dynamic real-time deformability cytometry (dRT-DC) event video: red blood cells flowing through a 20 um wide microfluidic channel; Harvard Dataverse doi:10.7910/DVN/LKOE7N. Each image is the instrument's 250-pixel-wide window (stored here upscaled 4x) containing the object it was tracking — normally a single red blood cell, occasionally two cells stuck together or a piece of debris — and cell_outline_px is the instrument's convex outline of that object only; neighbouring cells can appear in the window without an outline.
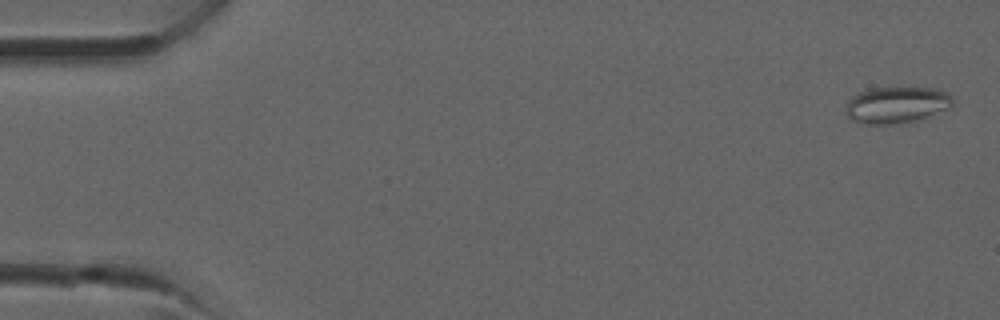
{"species": "common noctule bat (a hibernating species)", "species_latin": "Nyctalus noctula", "temperature_condition": "room temperature", "stored_images_in_passage": 17, "camera_frame_rate_fps": 3000, "um_per_image_px": 0.085, "animal": {"sex": "male", "forearm_length_mm": 52.5}, "frame": {"image": 1, "passage_image": 1, "time_ms": 0.0, "image_size_px": [1000, 320], "cell_outline_px": [[952, 104], [928, 116], [912, 120], [892, 124], [860, 124], [852, 120], [848, 116], [848, 100], [852, 96], [860, 92], [872, 88], [932, 88], [948, 92], [952, 100]], "centroid_in_image_um": [76.16, 8.91], "position_along_channel_um": 8.8, "area_um2": 22.08}}
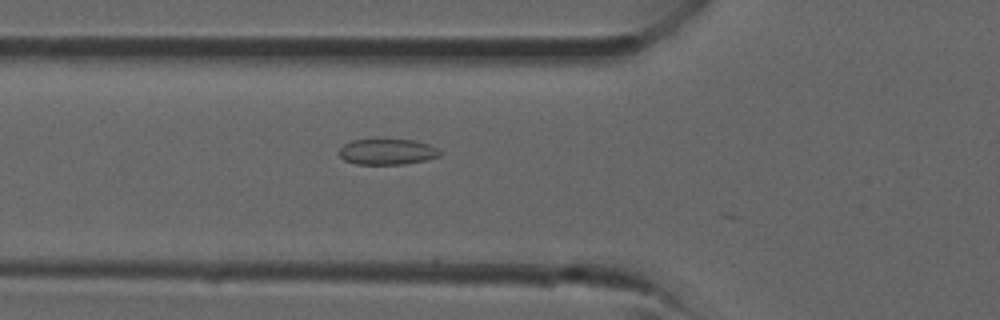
{"frame": {"image": 2, "passage_image": 13, "time_ms": 4.0, "image_size_px": [1000, 320], "cell_outline_px": [[440, 156], [428, 160], [404, 164], [356, 164], [344, 160], [340, 156], [340, 148], [344, 144], [352, 140], [412, 140], [428, 144], [436, 148], [440, 152]], "centroid_in_image_um": [32.92, 12.91], "position_along_channel_um": 92.9, "area_um2": 14.97}}
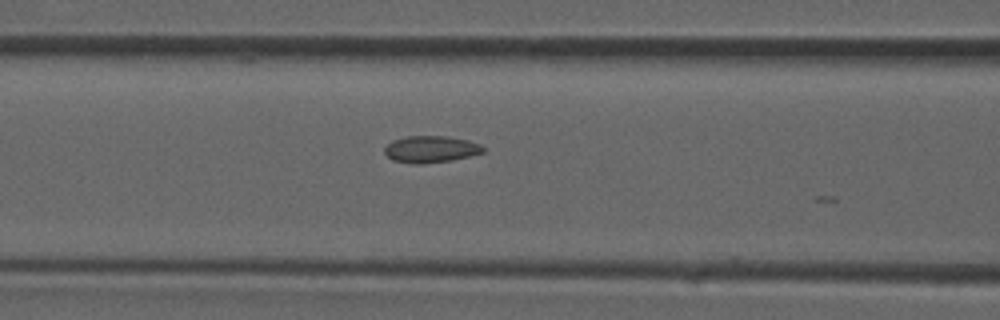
{"frame": {"image": 3, "passage_image": 15, "time_ms": 4.667, "image_size_px": [1000, 320], "cell_outline_px": [[484, 152], [452, 160], [420, 164], [412, 164], [392, 160], [384, 152], [384, 148], [392, 140], [408, 136], [444, 136], [468, 140], [480, 144], [484, 148]], "centroid_in_image_um": [36.59, 12.68], "position_along_channel_um": 130.0, "area_um2": 15.32}}